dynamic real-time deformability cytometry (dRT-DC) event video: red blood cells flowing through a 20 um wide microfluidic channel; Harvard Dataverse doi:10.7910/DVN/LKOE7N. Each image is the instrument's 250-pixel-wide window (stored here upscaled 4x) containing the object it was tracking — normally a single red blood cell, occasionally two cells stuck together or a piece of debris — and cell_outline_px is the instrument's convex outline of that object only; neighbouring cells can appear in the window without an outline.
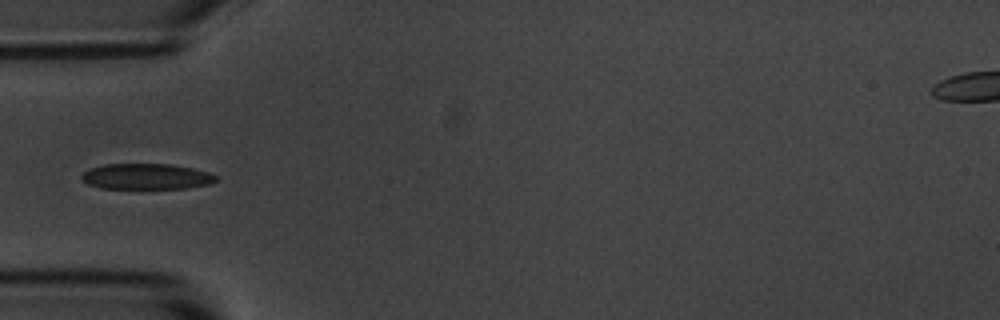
{"species": "common noctule bat (a hibernating species)", "species_latin": "Nyctalus noctula", "temperature_condition": "room temperature", "stored_images_in_passage": 4, "camera_frame_rate_fps": 3000, "um_per_image_px": 0.085, "animal": {"sex": "male", "body_mass_g": 20.1, "forearm_length_mm": 53.5}, "frame": {"image": 1, "passage_image": 4, "time_ms": 4.0, "image_size_px": [1000, 320], "cell_outline_px": [[216, 180], [208, 184], [184, 188], [100, 188], [88, 184], [80, 176], [88, 168], [104, 164], [172, 164], [192, 168], [208, 172], [216, 176]], "centroid_in_image_um": [12.4, 14.99], "position_along_channel_um": 72.6, "area_um2": 20.0}}